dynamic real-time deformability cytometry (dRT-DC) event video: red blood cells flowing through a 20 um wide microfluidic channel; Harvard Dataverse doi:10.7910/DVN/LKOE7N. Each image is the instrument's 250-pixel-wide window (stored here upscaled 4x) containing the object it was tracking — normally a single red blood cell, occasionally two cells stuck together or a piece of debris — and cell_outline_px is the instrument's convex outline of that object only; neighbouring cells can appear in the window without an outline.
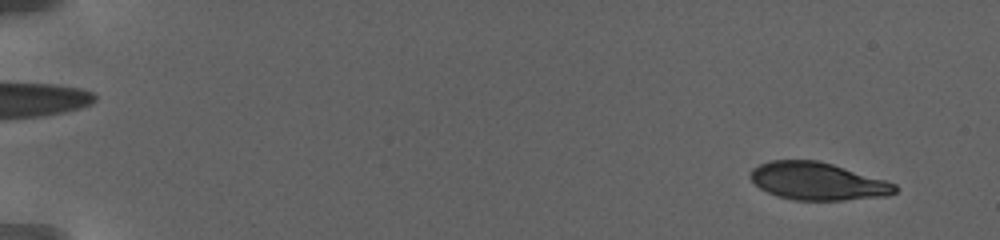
{"species": "human", "species_latin": "Homo sapiens", "temperature_condition": "warm", "stored_images_in_passage": 66, "camera_frame_rate_fps": 3000, "um_per_image_px": 0.085, "donor": {"sex": "female"}, "frame": {"image": 1, "passage_image": 5, "time_ms": 1.333, "image_size_px": [1000, 240], "cell_outline_px": [[896, 192], [888, 196], [844, 200], [792, 200], [776, 196], [760, 188], [748, 176], [752, 168], [760, 164], [772, 160], [816, 160], [832, 164], [884, 180], [896, 184]], "centroid_in_image_um": [69.46, 15.41], "position_along_channel_um": 15.5, "area_um2": 31.56}}
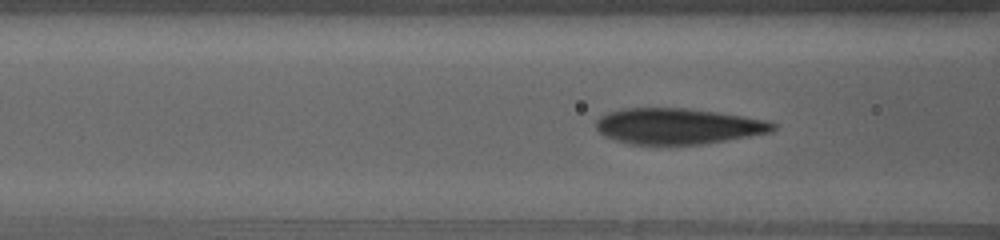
{"frame": {"image": 2, "passage_image": 31, "time_ms": 10.333, "image_size_px": [1000, 240], "cell_outline_px": [[776, 128], [772, 132], [728, 140], [704, 144], [628, 144], [604, 136], [596, 128], [596, 120], [600, 116], [608, 112], [624, 108], [688, 108], [716, 112], [768, 120], [776, 124]], "centroid_in_image_um": [57.63, 10.72], "position_along_channel_um": 109.0, "area_um2": 37.05}}
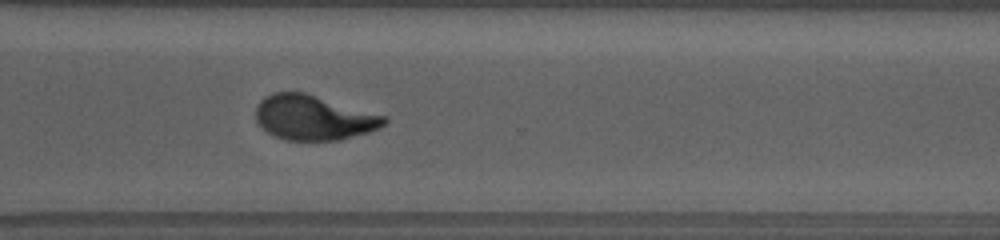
{"frame": {"image": 3, "passage_image": 56, "time_ms": 18.667, "image_size_px": [1000, 240], "cell_outline_px": [[388, 120], [380, 128], [368, 132], [340, 140], [288, 140], [276, 136], [268, 132], [256, 120], [256, 104], [264, 96], [272, 92], [304, 92], [388, 116]], "centroid_in_image_um": [26.67, 9.98], "position_along_channel_um": 343.9, "area_um2": 33.58}, "authors_computed_cell_mechanics": {"area_um2": 34.8245, "velocity_mm_per_s": 2.8259, "shape_relaxation_time_tau1_ms": 6.8633, "shape_relaxation_time_tau2_ms": null, "deformation_change_tau1": 0.2109, "deformation_change_tau2": null}}